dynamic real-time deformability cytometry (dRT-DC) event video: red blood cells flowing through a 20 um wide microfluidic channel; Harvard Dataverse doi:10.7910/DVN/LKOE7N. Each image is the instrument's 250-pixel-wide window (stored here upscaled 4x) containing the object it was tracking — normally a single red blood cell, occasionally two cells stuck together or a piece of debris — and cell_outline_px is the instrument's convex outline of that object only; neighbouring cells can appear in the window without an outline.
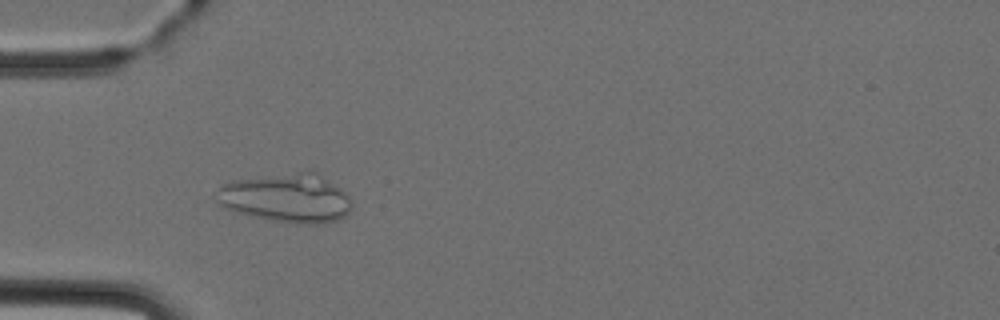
{"species": "Egyptian fruit bat (a non-hibernating species)", "species_latin": "Rousettus aegyptiacus", "temperature_condition": "cold", "stored_images_in_passage": 4, "camera_frame_rate_fps": 3000, "um_per_image_px": 0.085, "animal": {"sex": "female"}, "frame": {"image": 1, "passage_image": 3, "time_ms": 3.333, "image_size_px": [1000, 320], "cell_outline_px": [[352, 208], [344, 216], [336, 220], [316, 224], [304, 224], [272, 220], [236, 212], [216, 204], [216, 200], [220, 188], [224, 184], [232, 180], [308, 168], [316, 172], [340, 188], [348, 196], [352, 204]], "centroid_in_image_um": [24.35, 16.79], "position_along_channel_um": 60.6, "area_um2": 38.96}}